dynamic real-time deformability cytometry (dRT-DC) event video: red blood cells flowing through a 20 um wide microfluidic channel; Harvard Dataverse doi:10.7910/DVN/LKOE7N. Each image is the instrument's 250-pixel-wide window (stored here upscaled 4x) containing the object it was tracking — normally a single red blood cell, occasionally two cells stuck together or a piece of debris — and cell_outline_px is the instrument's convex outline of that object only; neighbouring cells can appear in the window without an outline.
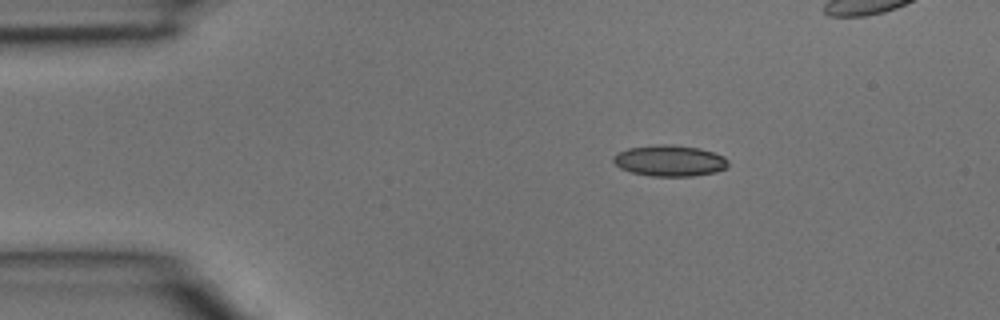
{"species": "common noctule bat (a hibernating species)", "species_latin": "Nyctalus noctula", "temperature_condition": "room temperature", "stored_images_in_passage": 3, "camera_frame_rate_fps": 3000, "um_per_image_px": 0.085, "animal": {"sex": "male", "body_mass_g": 15.6}, "frame": {"image": 1, "passage_image": 1, "time_ms": 0.0, "image_size_px": [1000, 320], "cell_outline_px": [[728, 168], [716, 172], [692, 176], [652, 176], [632, 172], [620, 168], [612, 160], [612, 156], [616, 152], [628, 148], [656, 144], [672, 144], [700, 148], [724, 156], [728, 160]], "centroid_in_image_um": [56.92, 13.65], "position_along_channel_um": 28.1, "area_um2": 21.04}}